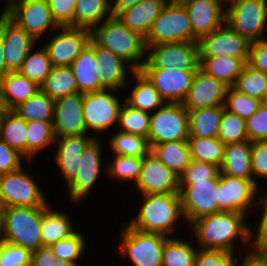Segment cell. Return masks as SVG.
Returning a JSON list of instances; mask_svg holds the SVG:
<instances>
[{
  "instance_id": "1",
  "label": "cell",
  "mask_w": 267,
  "mask_h": 266,
  "mask_svg": "<svg viewBox=\"0 0 267 266\" xmlns=\"http://www.w3.org/2000/svg\"><path fill=\"white\" fill-rule=\"evenodd\" d=\"M246 216L242 212H219L202 216L190 224L194 242L201 249L235 252V241L239 238L246 247L251 248L252 228L246 224Z\"/></svg>"
},
{
  "instance_id": "2",
  "label": "cell",
  "mask_w": 267,
  "mask_h": 266,
  "mask_svg": "<svg viewBox=\"0 0 267 266\" xmlns=\"http://www.w3.org/2000/svg\"><path fill=\"white\" fill-rule=\"evenodd\" d=\"M143 204L135 218L128 223L131 227L171 237L176 232L179 218L184 219L180 193L141 195ZM176 228V229H175Z\"/></svg>"
},
{
  "instance_id": "3",
  "label": "cell",
  "mask_w": 267,
  "mask_h": 266,
  "mask_svg": "<svg viewBox=\"0 0 267 266\" xmlns=\"http://www.w3.org/2000/svg\"><path fill=\"white\" fill-rule=\"evenodd\" d=\"M91 38L124 59L134 70H140L146 61L144 38L125 26L117 16H112L95 27L91 31Z\"/></svg>"
},
{
  "instance_id": "4",
  "label": "cell",
  "mask_w": 267,
  "mask_h": 266,
  "mask_svg": "<svg viewBox=\"0 0 267 266\" xmlns=\"http://www.w3.org/2000/svg\"><path fill=\"white\" fill-rule=\"evenodd\" d=\"M41 223L42 207H3L1 241L33 252L43 247Z\"/></svg>"
},
{
  "instance_id": "5",
  "label": "cell",
  "mask_w": 267,
  "mask_h": 266,
  "mask_svg": "<svg viewBox=\"0 0 267 266\" xmlns=\"http://www.w3.org/2000/svg\"><path fill=\"white\" fill-rule=\"evenodd\" d=\"M119 235V253L121 257L129 258L132 265L162 266L163 248L169 237L135 229L128 223Z\"/></svg>"
},
{
  "instance_id": "6",
  "label": "cell",
  "mask_w": 267,
  "mask_h": 266,
  "mask_svg": "<svg viewBox=\"0 0 267 266\" xmlns=\"http://www.w3.org/2000/svg\"><path fill=\"white\" fill-rule=\"evenodd\" d=\"M226 3V23L230 27L250 43L266 39L267 0H226Z\"/></svg>"
},
{
  "instance_id": "7",
  "label": "cell",
  "mask_w": 267,
  "mask_h": 266,
  "mask_svg": "<svg viewBox=\"0 0 267 266\" xmlns=\"http://www.w3.org/2000/svg\"><path fill=\"white\" fill-rule=\"evenodd\" d=\"M146 48L172 42L193 41L188 13L181 3H166L144 38Z\"/></svg>"
},
{
  "instance_id": "8",
  "label": "cell",
  "mask_w": 267,
  "mask_h": 266,
  "mask_svg": "<svg viewBox=\"0 0 267 266\" xmlns=\"http://www.w3.org/2000/svg\"><path fill=\"white\" fill-rule=\"evenodd\" d=\"M20 167L0 175V202L3 207H42L48 205L45 193L34 178Z\"/></svg>"
},
{
  "instance_id": "9",
  "label": "cell",
  "mask_w": 267,
  "mask_h": 266,
  "mask_svg": "<svg viewBox=\"0 0 267 266\" xmlns=\"http://www.w3.org/2000/svg\"><path fill=\"white\" fill-rule=\"evenodd\" d=\"M198 42H172L147 47L146 61L141 69H199Z\"/></svg>"
},
{
  "instance_id": "10",
  "label": "cell",
  "mask_w": 267,
  "mask_h": 266,
  "mask_svg": "<svg viewBox=\"0 0 267 266\" xmlns=\"http://www.w3.org/2000/svg\"><path fill=\"white\" fill-rule=\"evenodd\" d=\"M5 3L3 12L36 41L47 29L55 33L60 27L52 17L47 0H6Z\"/></svg>"
},
{
  "instance_id": "11",
  "label": "cell",
  "mask_w": 267,
  "mask_h": 266,
  "mask_svg": "<svg viewBox=\"0 0 267 266\" xmlns=\"http://www.w3.org/2000/svg\"><path fill=\"white\" fill-rule=\"evenodd\" d=\"M189 111L182 103H165L151 114L148 141L150 146L168 141H188Z\"/></svg>"
},
{
  "instance_id": "12",
  "label": "cell",
  "mask_w": 267,
  "mask_h": 266,
  "mask_svg": "<svg viewBox=\"0 0 267 266\" xmlns=\"http://www.w3.org/2000/svg\"><path fill=\"white\" fill-rule=\"evenodd\" d=\"M114 91L116 92V90L104 89L84 94L83 116L88 132H107V129L117 124L123 104L120 98L114 95L117 94Z\"/></svg>"
},
{
  "instance_id": "13",
  "label": "cell",
  "mask_w": 267,
  "mask_h": 266,
  "mask_svg": "<svg viewBox=\"0 0 267 266\" xmlns=\"http://www.w3.org/2000/svg\"><path fill=\"white\" fill-rule=\"evenodd\" d=\"M219 180L218 176L194 185H179L184 220L188 225L202 216L219 213Z\"/></svg>"
},
{
  "instance_id": "14",
  "label": "cell",
  "mask_w": 267,
  "mask_h": 266,
  "mask_svg": "<svg viewBox=\"0 0 267 266\" xmlns=\"http://www.w3.org/2000/svg\"><path fill=\"white\" fill-rule=\"evenodd\" d=\"M218 183L219 212H242L248 214L249 208L258 205V186L253 179L233 177L220 172Z\"/></svg>"
},
{
  "instance_id": "15",
  "label": "cell",
  "mask_w": 267,
  "mask_h": 266,
  "mask_svg": "<svg viewBox=\"0 0 267 266\" xmlns=\"http://www.w3.org/2000/svg\"><path fill=\"white\" fill-rule=\"evenodd\" d=\"M60 31L43 45L48 52L53 67L70 66L88 46L91 30L86 28L60 26Z\"/></svg>"
},
{
  "instance_id": "16",
  "label": "cell",
  "mask_w": 267,
  "mask_h": 266,
  "mask_svg": "<svg viewBox=\"0 0 267 266\" xmlns=\"http://www.w3.org/2000/svg\"><path fill=\"white\" fill-rule=\"evenodd\" d=\"M199 58L230 56L249 58L251 43L226 22L210 34L198 40Z\"/></svg>"
},
{
  "instance_id": "17",
  "label": "cell",
  "mask_w": 267,
  "mask_h": 266,
  "mask_svg": "<svg viewBox=\"0 0 267 266\" xmlns=\"http://www.w3.org/2000/svg\"><path fill=\"white\" fill-rule=\"evenodd\" d=\"M100 141L99 138H95L85 148L76 177L66 185L70 200L75 204L77 202L79 204L92 194V188L100 176L103 167L101 164L103 146Z\"/></svg>"
},
{
  "instance_id": "18",
  "label": "cell",
  "mask_w": 267,
  "mask_h": 266,
  "mask_svg": "<svg viewBox=\"0 0 267 266\" xmlns=\"http://www.w3.org/2000/svg\"><path fill=\"white\" fill-rule=\"evenodd\" d=\"M135 187L140 195L179 193V177L150 151L143 157Z\"/></svg>"
},
{
  "instance_id": "19",
  "label": "cell",
  "mask_w": 267,
  "mask_h": 266,
  "mask_svg": "<svg viewBox=\"0 0 267 266\" xmlns=\"http://www.w3.org/2000/svg\"><path fill=\"white\" fill-rule=\"evenodd\" d=\"M0 33L7 69L16 72L21 68L29 51L36 47L34 45L37 41L4 12L0 15Z\"/></svg>"
},
{
  "instance_id": "20",
  "label": "cell",
  "mask_w": 267,
  "mask_h": 266,
  "mask_svg": "<svg viewBox=\"0 0 267 266\" xmlns=\"http://www.w3.org/2000/svg\"><path fill=\"white\" fill-rule=\"evenodd\" d=\"M83 98L84 94L78 92L55 100L53 127L56 138L88 134Z\"/></svg>"
},
{
  "instance_id": "21",
  "label": "cell",
  "mask_w": 267,
  "mask_h": 266,
  "mask_svg": "<svg viewBox=\"0 0 267 266\" xmlns=\"http://www.w3.org/2000/svg\"><path fill=\"white\" fill-rule=\"evenodd\" d=\"M226 0H184L181 4L188 13L193 29V42L210 34L226 22Z\"/></svg>"
},
{
  "instance_id": "22",
  "label": "cell",
  "mask_w": 267,
  "mask_h": 266,
  "mask_svg": "<svg viewBox=\"0 0 267 266\" xmlns=\"http://www.w3.org/2000/svg\"><path fill=\"white\" fill-rule=\"evenodd\" d=\"M228 88L223 81L207 75L199 68L182 104L188 111L224 106Z\"/></svg>"
},
{
  "instance_id": "23",
  "label": "cell",
  "mask_w": 267,
  "mask_h": 266,
  "mask_svg": "<svg viewBox=\"0 0 267 266\" xmlns=\"http://www.w3.org/2000/svg\"><path fill=\"white\" fill-rule=\"evenodd\" d=\"M167 103H182L196 71L180 69H140Z\"/></svg>"
},
{
  "instance_id": "24",
  "label": "cell",
  "mask_w": 267,
  "mask_h": 266,
  "mask_svg": "<svg viewBox=\"0 0 267 266\" xmlns=\"http://www.w3.org/2000/svg\"><path fill=\"white\" fill-rule=\"evenodd\" d=\"M88 45L94 50L97 74L103 89L117 91L128 84L127 72H131V74L135 72L129 63L111 50L96 43L92 38L89 40Z\"/></svg>"
},
{
  "instance_id": "25",
  "label": "cell",
  "mask_w": 267,
  "mask_h": 266,
  "mask_svg": "<svg viewBox=\"0 0 267 266\" xmlns=\"http://www.w3.org/2000/svg\"><path fill=\"white\" fill-rule=\"evenodd\" d=\"M99 136L83 134L56 138L57 151L54 160L68 185L77 175L85 148Z\"/></svg>"
},
{
  "instance_id": "26",
  "label": "cell",
  "mask_w": 267,
  "mask_h": 266,
  "mask_svg": "<svg viewBox=\"0 0 267 266\" xmlns=\"http://www.w3.org/2000/svg\"><path fill=\"white\" fill-rule=\"evenodd\" d=\"M166 3V0H143L124 9L117 17L130 30L145 38Z\"/></svg>"
},
{
  "instance_id": "27",
  "label": "cell",
  "mask_w": 267,
  "mask_h": 266,
  "mask_svg": "<svg viewBox=\"0 0 267 266\" xmlns=\"http://www.w3.org/2000/svg\"><path fill=\"white\" fill-rule=\"evenodd\" d=\"M39 90V85L19 72H9L0 79V102L5 110H13Z\"/></svg>"
},
{
  "instance_id": "28",
  "label": "cell",
  "mask_w": 267,
  "mask_h": 266,
  "mask_svg": "<svg viewBox=\"0 0 267 266\" xmlns=\"http://www.w3.org/2000/svg\"><path fill=\"white\" fill-rule=\"evenodd\" d=\"M51 205L42 206L41 240L43 247H50L59 240L66 239L77 231L67 212L55 211Z\"/></svg>"
},
{
  "instance_id": "29",
  "label": "cell",
  "mask_w": 267,
  "mask_h": 266,
  "mask_svg": "<svg viewBox=\"0 0 267 266\" xmlns=\"http://www.w3.org/2000/svg\"><path fill=\"white\" fill-rule=\"evenodd\" d=\"M131 75L135 79V86L130 89V96L124 100L129 106L152 114L166 103L140 70H135Z\"/></svg>"
},
{
  "instance_id": "30",
  "label": "cell",
  "mask_w": 267,
  "mask_h": 266,
  "mask_svg": "<svg viewBox=\"0 0 267 266\" xmlns=\"http://www.w3.org/2000/svg\"><path fill=\"white\" fill-rule=\"evenodd\" d=\"M250 140L225 146L220 166L221 173L243 179H252Z\"/></svg>"
},
{
  "instance_id": "31",
  "label": "cell",
  "mask_w": 267,
  "mask_h": 266,
  "mask_svg": "<svg viewBox=\"0 0 267 266\" xmlns=\"http://www.w3.org/2000/svg\"><path fill=\"white\" fill-rule=\"evenodd\" d=\"M79 93L86 94L104 90L97 74L94 50L88 45L70 65Z\"/></svg>"
},
{
  "instance_id": "32",
  "label": "cell",
  "mask_w": 267,
  "mask_h": 266,
  "mask_svg": "<svg viewBox=\"0 0 267 266\" xmlns=\"http://www.w3.org/2000/svg\"><path fill=\"white\" fill-rule=\"evenodd\" d=\"M249 58L219 56L215 58H199V68L207 75L223 81L233 87Z\"/></svg>"
},
{
  "instance_id": "33",
  "label": "cell",
  "mask_w": 267,
  "mask_h": 266,
  "mask_svg": "<svg viewBox=\"0 0 267 266\" xmlns=\"http://www.w3.org/2000/svg\"><path fill=\"white\" fill-rule=\"evenodd\" d=\"M150 147L151 153L178 177L192 160L188 141H168Z\"/></svg>"
},
{
  "instance_id": "34",
  "label": "cell",
  "mask_w": 267,
  "mask_h": 266,
  "mask_svg": "<svg viewBox=\"0 0 267 266\" xmlns=\"http://www.w3.org/2000/svg\"><path fill=\"white\" fill-rule=\"evenodd\" d=\"M225 106H215L189 111V137H218Z\"/></svg>"
},
{
  "instance_id": "35",
  "label": "cell",
  "mask_w": 267,
  "mask_h": 266,
  "mask_svg": "<svg viewBox=\"0 0 267 266\" xmlns=\"http://www.w3.org/2000/svg\"><path fill=\"white\" fill-rule=\"evenodd\" d=\"M111 0H77L74 10V27L91 31L112 17Z\"/></svg>"
},
{
  "instance_id": "36",
  "label": "cell",
  "mask_w": 267,
  "mask_h": 266,
  "mask_svg": "<svg viewBox=\"0 0 267 266\" xmlns=\"http://www.w3.org/2000/svg\"><path fill=\"white\" fill-rule=\"evenodd\" d=\"M27 122L13 110H4L0 118V138L26 158Z\"/></svg>"
},
{
  "instance_id": "37",
  "label": "cell",
  "mask_w": 267,
  "mask_h": 266,
  "mask_svg": "<svg viewBox=\"0 0 267 266\" xmlns=\"http://www.w3.org/2000/svg\"><path fill=\"white\" fill-rule=\"evenodd\" d=\"M53 121H29L26 132V159L31 162L32 158L49 146L55 145Z\"/></svg>"
},
{
  "instance_id": "38",
  "label": "cell",
  "mask_w": 267,
  "mask_h": 266,
  "mask_svg": "<svg viewBox=\"0 0 267 266\" xmlns=\"http://www.w3.org/2000/svg\"><path fill=\"white\" fill-rule=\"evenodd\" d=\"M40 89L53 100L79 92L70 66L52 67Z\"/></svg>"
},
{
  "instance_id": "39",
  "label": "cell",
  "mask_w": 267,
  "mask_h": 266,
  "mask_svg": "<svg viewBox=\"0 0 267 266\" xmlns=\"http://www.w3.org/2000/svg\"><path fill=\"white\" fill-rule=\"evenodd\" d=\"M55 100L50 98L41 89L31 98L20 103L13 111L29 121H53Z\"/></svg>"
},
{
  "instance_id": "40",
  "label": "cell",
  "mask_w": 267,
  "mask_h": 266,
  "mask_svg": "<svg viewBox=\"0 0 267 266\" xmlns=\"http://www.w3.org/2000/svg\"><path fill=\"white\" fill-rule=\"evenodd\" d=\"M194 240L169 237L164 244L162 266H194L197 248Z\"/></svg>"
},
{
  "instance_id": "41",
  "label": "cell",
  "mask_w": 267,
  "mask_h": 266,
  "mask_svg": "<svg viewBox=\"0 0 267 266\" xmlns=\"http://www.w3.org/2000/svg\"><path fill=\"white\" fill-rule=\"evenodd\" d=\"M109 140V147L115 155L143 158L151 151L148 138L140 135L115 130Z\"/></svg>"
},
{
  "instance_id": "42",
  "label": "cell",
  "mask_w": 267,
  "mask_h": 266,
  "mask_svg": "<svg viewBox=\"0 0 267 266\" xmlns=\"http://www.w3.org/2000/svg\"><path fill=\"white\" fill-rule=\"evenodd\" d=\"M33 49L34 47L29 51L21 68L17 72L41 86L50 74L53 66L49 59L47 49L44 46H40L39 49L35 48L34 52Z\"/></svg>"
},
{
  "instance_id": "43",
  "label": "cell",
  "mask_w": 267,
  "mask_h": 266,
  "mask_svg": "<svg viewBox=\"0 0 267 266\" xmlns=\"http://www.w3.org/2000/svg\"><path fill=\"white\" fill-rule=\"evenodd\" d=\"M188 144L192 160L221 166L226 145L217 137H189Z\"/></svg>"
},
{
  "instance_id": "44",
  "label": "cell",
  "mask_w": 267,
  "mask_h": 266,
  "mask_svg": "<svg viewBox=\"0 0 267 266\" xmlns=\"http://www.w3.org/2000/svg\"><path fill=\"white\" fill-rule=\"evenodd\" d=\"M119 112L118 131L148 138L151 113L129 106L125 101Z\"/></svg>"
},
{
  "instance_id": "45",
  "label": "cell",
  "mask_w": 267,
  "mask_h": 266,
  "mask_svg": "<svg viewBox=\"0 0 267 266\" xmlns=\"http://www.w3.org/2000/svg\"><path fill=\"white\" fill-rule=\"evenodd\" d=\"M233 87L239 92L263 102L267 94V74L246 63Z\"/></svg>"
},
{
  "instance_id": "46",
  "label": "cell",
  "mask_w": 267,
  "mask_h": 266,
  "mask_svg": "<svg viewBox=\"0 0 267 266\" xmlns=\"http://www.w3.org/2000/svg\"><path fill=\"white\" fill-rule=\"evenodd\" d=\"M217 138L225 145L249 140L245 119L224 109Z\"/></svg>"
},
{
  "instance_id": "47",
  "label": "cell",
  "mask_w": 267,
  "mask_h": 266,
  "mask_svg": "<svg viewBox=\"0 0 267 266\" xmlns=\"http://www.w3.org/2000/svg\"><path fill=\"white\" fill-rule=\"evenodd\" d=\"M143 158L138 157H128L114 155L113 160H111L108 165H105V175L111 177V179H117V181H133L134 184L139 178Z\"/></svg>"
},
{
  "instance_id": "48",
  "label": "cell",
  "mask_w": 267,
  "mask_h": 266,
  "mask_svg": "<svg viewBox=\"0 0 267 266\" xmlns=\"http://www.w3.org/2000/svg\"><path fill=\"white\" fill-rule=\"evenodd\" d=\"M85 241L84 236L81 235L80 232H76L72 236L52 244L50 249L56 257L80 266L77 260L82 258L84 250L86 249L85 246L87 243H85Z\"/></svg>"
},
{
  "instance_id": "49",
  "label": "cell",
  "mask_w": 267,
  "mask_h": 266,
  "mask_svg": "<svg viewBox=\"0 0 267 266\" xmlns=\"http://www.w3.org/2000/svg\"><path fill=\"white\" fill-rule=\"evenodd\" d=\"M261 103L260 100L251 98L239 92L234 87H229L224 106L226 110L246 120L257 112Z\"/></svg>"
},
{
  "instance_id": "50",
  "label": "cell",
  "mask_w": 267,
  "mask_h": 266,
  "mask_svg": "<svg viewBox=\"0 0 267 266\" xmlns=\"http://www.w3.org/2000/svg\"><path fill=\"white\" fill-rule=\"evenodd\" d=\"M220 172L218 165L191 160L189 166L179 177V185H194L196 182L208 181L218 177Z\"/></svg>"
},
{
  "instance_id": "51",
  "label": "cell",
  "mask_w": 267,
  "mask_h": 266,
  "mask_svg": "<svg viewBox=\"0 0 267 266\" xmlns=\"http://www.w3.org/2000/svg\"><path fill=\"white\" fill-rule=\"evenodd\" d=\"M235 252L215 249L198 248L194 266H237L238 258Z\"/></svg>"
},
{
  "instance_id": "52",
  "label": "cell",
  "mask_w": 267,
  "mask_h": 266,
  "mask_svg": "<svg viewBox=\"0 0 267 266\" xmlns=\"http://www.w3.org/2000/svg\"><path fill=\"white\" fill-rule=\"evenodd\" d=\"M31 259V250L0 241V266H31Z\"/></svg>"
},
{
  "instance_id": "53",
  "label": "cell",
  "mask_w": 267,
  "mask_h": 266,
  "mask_svg": "<svg viewBox=\"0 0 267 266\" xmlns=\"http://www.w3.org/2000/svg\"><path fill=\"white\" fill-rule=\"evenodd\" d=\"M256 208L261 209V216L251 229V248L248 253H266L267 252V200H259ZM257 227V229H256ZM256 230V233L254 232Z\"/></svg>"
},
{
  "instance_id": "54",
  "label": "cell",
  "mask_w": 267,
  "mask_h": 266,
  "mask_svg": "<svg viewBox=\"0 0 267 266\" xmlns=\"http://www.w3.org/2000/svg\"><path fill=\"white\" fill-rule=\"evenodd\" d=\"M246 130L251 142L267 141V105L262 102L251 117L246 120Z\"/></svg>"
},
{
  "instance_id": "55",
  "label": "cell",
  "mask_w": 267,
  "mask_h": 266,
  "mask_svg": "<svg viewBox=\"0 0 267 266\" xmlns=\"http://www.w3.org/2000/svg\"><path fill=\"white\" fill-rule=\"evenodd\" d=\"M77 0H47L52 17L59 26L74 27V10Z\"/></svg>"
},
{
  "instance_id": "56",
  "label": "cell",
  "mask_w": 267,
  "mask_h": 266,
  "mask_svg": "<svg viewBox=\"0 0 267 266\" xmlns=\"http://www.w3.org/2000/svg\"><path fill=\"white\" fill-rule=\"evenodd\" d=\"M251 170L256 185H258L256 177L267 178V141L252 142Z\"/></svg>"
},
{
  "instance_id": "57",
  "label": "cell",
  "mask_w": 267,
  "mask_h": 266,
  "mask_svg": "<svg viewBox=\"0 0 267 266\" xmlns=\"http://www.w3.org/2000/svg\"><path fill=\"white\" fill-rule=\"evenodd\" d=\"M25 158L0 138V175L18 170Z\"/></svg>"
},
{
  "instance_id": "58",
  "label": "cell",
  "mask_w": 267,
  "mask_h": 266,
  "mask_svg": "<svg viewBox=\"0 0 267 266\" xmlns=\"http://www.w3.org/2000/svg\"><path fill=\"white\" fill-rule=\"evenodd\" d=\"M31 266H77L53 254L50 247H41L32 252Z\"/></svg>"
},
{
  "instance_id": "59",
  "label": "cell",
  "mask_w": 267,
  "mask_h": 266,
  "mask_svg": "<svg viewBox=\"0 0 267 266\" xmlns=\"http://www.w3.org/2000/svg\"><path fill=\"white\" fill-rule=\"evenodd\" d=\"M248 64L267 74V39L251 43Z\"/></svg>"
},
{
  "instance_id": "60",
  "label": "cell",
  "mask_w": 267,
  "mask_h": 266,
  "mask_svg": "<svg viewBox=\"0 0 267 266\" xmlns=\"http://www.w3.org/2000/svg\"><path fill=\"white\" fill-rule=\"evenodd\" d=\"M111 12L113 16H117L121 11L126 8L132 7L143 0H111Z\"/></svg>"
},
{
  "instance_id": "61",
  "label": "cell",
  "mask_w": 267,
  "mask_h": 266,
  "mask_svg": "<svg viewBox=\"0 0 267 266\" xmlns=\"http://www.w3.org/2000/svg\"><path fill=\"white\" fill-rule=\"evenodd\" d=\"M244 259L238 260L237 266H262L250 253L244 250Z\"/></svg>"
},
{
  "instance_id": "62",
  "label": "cell",
  "mask_w": 267,
  "mask_h": 266,
  "mask_svg": "<svg viewBox=\"0 0 267 266\" xmlns=\"http://www.w3.org/2000/svg\"><path fill=\"white\" fill-rule=\"evenodd\" d=\"M9 72L10 71L7 69L6 62L4 59V47L0 33V79Z\"/></svg>"
},
{
  "instance_id": "63",
  "label": "cell",
  "mask_w": 267,
  "mask_h": 266,
  "mask_svg": "<svg viewBox=\"0 0 267 266\" xmlns=\"http://www.w3.org/2000/svg\"><path fill=\"white\" fill-rule=\"evenodd\" d=\"M262 266H267V252L266 253H250Z\"/></svg>"
},
{
  "instance_id": "64",
  "label": "cell",
  "mask_w": 267,
  "mask_h": 266,
  "mask_svg": "<svg viewBox=\"0 0 267 266\" xmlns=\"http://www.w3.org/2000/svg\"><path fill=\"white\" fill-rule=\"evenodd\" d=\"M2 209H3V206L0 202V241H1V231H2Z\"/></svg>"
},
{
  "instance_id": "65",
  "label": "cell",
  "mask_w": 267,
  "mask_h": 266,
  "mask_svg": "<svg viewBox=\"0 0 267 266\" xmlns=\"http://www.w3.org/2000/svg\"><path fill=\"white\" fill-rule=\"evenodd\" d=\"M266 180H267V178H266ZM259 187H258V198L260 197V199L259 200H267V193H265L263 196H262V198H261V196L259 195L260 193H259Z\"/></svg>"
},
{
  "instance_id": "66",
  "label": "cell",
  "mask_w": 267,
  "mask_h": 266,
  "mask_svg": "<svg viewBox=\"0 0 267 266\" xmlns=\"http://www.w3.org/2000/svg\"><path fill=\"white\" fill-rule=\"evenodd\" d=\"M184 0H166L167 3H181Z\"/></svg>"
},
{
  "instance_id": "67",
  "label": "cell",
  "mask_w": 267,
  "mask_h": 266,
  "mask_svg": "<svg viewBox=\"0 0 267 266\" xmlns=\"http://www.w3.org/2000/svg\"><path fill=\"white\" fill-rule=\"evenodd\" d=\"M4 110L5 109H4L3 105H2V103L0 102V118H1V115H2Z\"/></svg>"
},
{
  "instance_id": "68",
  "label": "cell",
  "mask_w": 267,
  "mask_h": 266,
  "mask_svg": "<svg viewBox=\"0 0 267 266\" xmlns=\"http://www.w3.org/2000/svg\"><path fill=\"white\" fill-rule=\"evenodd\" d=\"M263 102L267 105V94Z\"/></svg>"
}]
</instances>
